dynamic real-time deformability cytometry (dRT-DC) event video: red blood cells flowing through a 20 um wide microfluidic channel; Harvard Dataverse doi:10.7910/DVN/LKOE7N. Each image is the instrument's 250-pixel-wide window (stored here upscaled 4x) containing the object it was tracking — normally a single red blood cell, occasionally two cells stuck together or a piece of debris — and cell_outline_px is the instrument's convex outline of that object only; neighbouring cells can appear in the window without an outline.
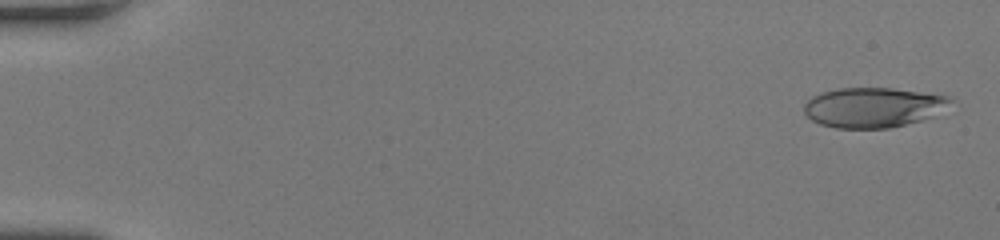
{"species": "human", "species_latin": "Homo sapiens", "temperature_condition": "room temperature", "stored_images_in_passage": 9, "camera_frame_rate_fps": 3000, "um_per_image_px": 0.085, "donor": {"sex": "female"}, "frame": {"image": 1, "passage_image": 2, "time_ms": 0.333, "image_size_px": [1000, 240], "cell_outline_px": [[956, 100], [932, 116], [920, 120], [888, 128], [836, 128], [820, 124], [812, 120], [804, 112], [804, 104], [812, 96], [824, 92], [840, 88], [892, 88], [948, 96]], "centroid_in_image_um": [74.2, 9.12], "position_along_channel_um": 10.8, "area_um2": 33.76}}